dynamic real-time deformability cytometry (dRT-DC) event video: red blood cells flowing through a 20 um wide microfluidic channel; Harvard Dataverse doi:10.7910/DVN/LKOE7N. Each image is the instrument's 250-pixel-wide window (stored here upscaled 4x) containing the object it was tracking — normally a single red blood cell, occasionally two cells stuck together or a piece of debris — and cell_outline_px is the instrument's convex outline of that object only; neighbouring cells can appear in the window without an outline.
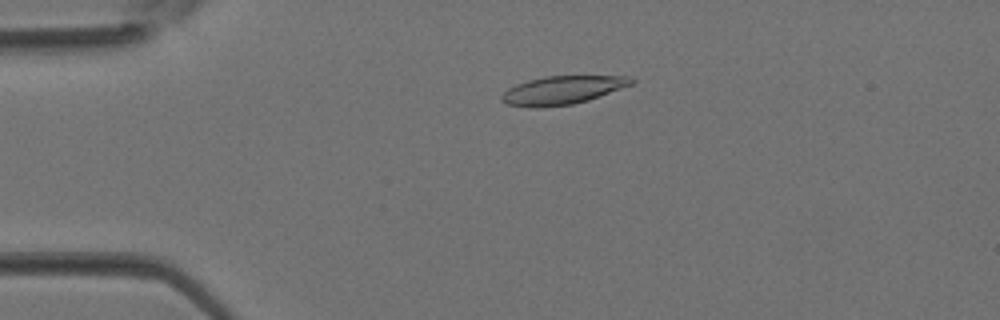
{"species": "Egyptian fruit bat (a non-hibernating species)", "species_latin": "Rousettus aegyptiacus", "temperature_condition": "room temperature", "stored_images_in_passage": 38, "camera_frame_rate_fps": 3000, "um_per_image_px": 0.085, "animal": {"sex": "female"}, "frame": {"image": 1, "passage_image": 9, "time_ms": 2.667, "image_size_px": [1000, 320], "cell_outline_px": [[636, 80], [632, 84], [588, 100], [572, 104], [536, 108], [532, 108], [508, 104], [500, 100], [500, 96], [508, 88], [516, 84], [528, 80], [544, 76], [632, 76]], "centroid_in_image_um": [47.78, 7.66], "position_along_channel_um": 37.2, "area_um2": 21.39}}
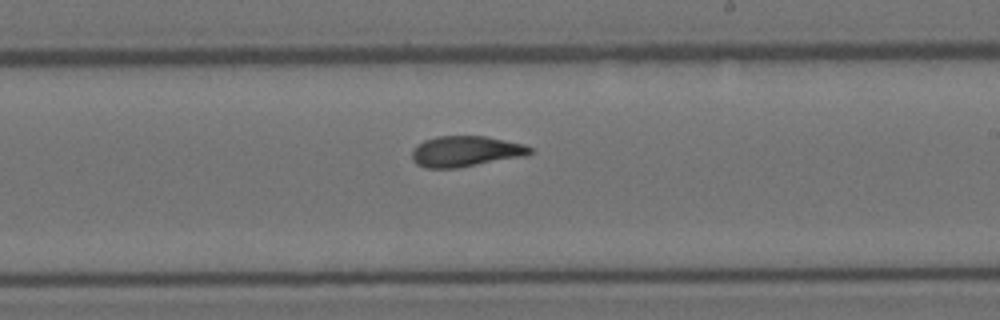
{"frame": {"image": 2, "passage_image": 23, "time_ms": 7.333, "image_size_px": [1000, 320], "cell_outline_px": [[532, 152], [528, 156], [460, 168], [424, 168], [416, 164], [412, 160], [412, 148], [416, 144], [424, 140], [436, 136], [484, 136], [524, 144], [532, 148]], "centroid_in_image_um": [39.57, 12.88], "position_along_channel_um": 249.4, "area_um2": 21.56}}
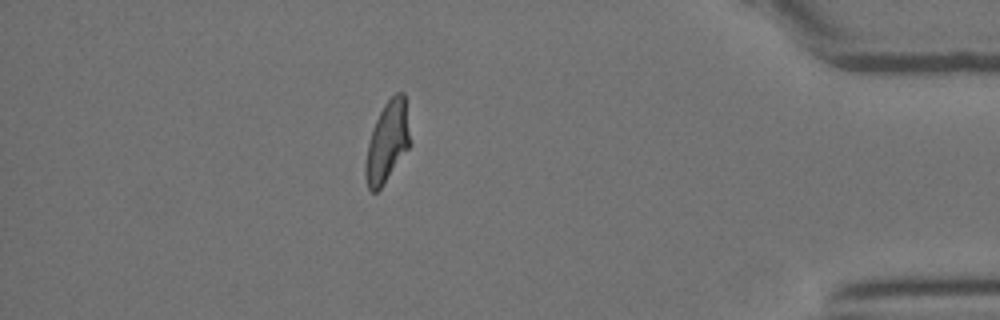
{"frame": {"image": 3, "passage_image": 34, "time_ms": 11.0, "image_size_px": [1000, 320], "cell_outline_px": [[412, 144], [380, 188], [376, 192], [372, 192], [368, 188], [364, 172], [364, 164], [368, 144], [372, 128], [384, 104], [396, 92], [404, 92]], "centroid_in_image_um": [32.93, 12.05], "position_along_channel_um": 402.3, "area_um2": 21.04}}